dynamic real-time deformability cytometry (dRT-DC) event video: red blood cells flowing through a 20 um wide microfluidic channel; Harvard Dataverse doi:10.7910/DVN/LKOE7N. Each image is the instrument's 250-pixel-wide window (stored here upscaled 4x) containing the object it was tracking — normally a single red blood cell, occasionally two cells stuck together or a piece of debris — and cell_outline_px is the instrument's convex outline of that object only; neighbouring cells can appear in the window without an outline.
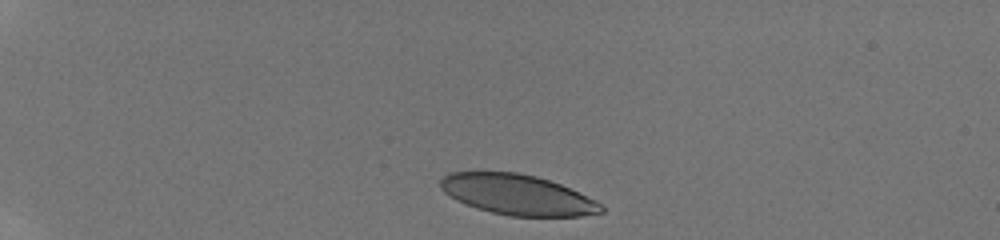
{"species": "human", "species_latin": "Homo sapiens", "temperature_condition": "room temperature", "stored_images_in_passage": 4, "camera_frame_rate_fps": 3000, "um_per_image_px": 0.085, "donor": {"sex": "male"}, "frame": {"image": 1, "passage_image": 1, "time_ms": 0.0, "image_size_px": [1000, 240], "cell_outline_px": [[604, 212], [580, 216], [508, 216], [476, 208], [456, 200], [444, 192], [440, 188], [440, 180], [448, 172], [516, 172], [536, 176], [560, 184], [596, 200], [604, 208]], "centroid_in_image_um": [43.97, 16.55], "position_along_channel_um": 41.0, "area_um2": 37.69}}
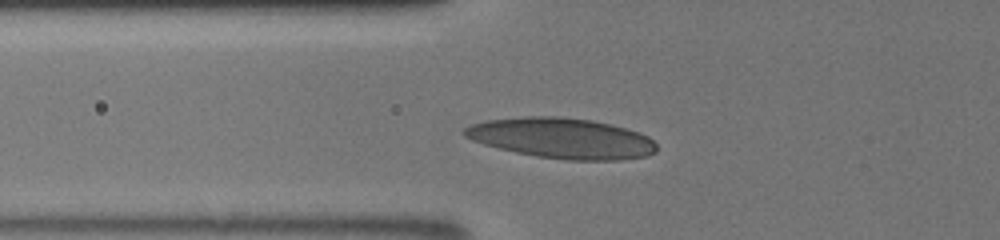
{"frame": {"image": 2, "passage_image": 4, "time_ms": 1.0, "image_size_px": [1000, 240], "cell_outline_px": [[656, 152], [648, 156], [620, 160], [568, 160], [536, 156], [516, 152], [484, 144], [472, 140], [464, 136], [460, 132], [464, 128], [472, 124], [488, 120], [524, 116], [560, 116], [592, 120], [612, 124], [640, 132], [648, 136], [656, 144]], "centroid_in_image_um": [47.77, 11.74], "position_along_channel_um": 78.0, "area_um2": 45.49}}